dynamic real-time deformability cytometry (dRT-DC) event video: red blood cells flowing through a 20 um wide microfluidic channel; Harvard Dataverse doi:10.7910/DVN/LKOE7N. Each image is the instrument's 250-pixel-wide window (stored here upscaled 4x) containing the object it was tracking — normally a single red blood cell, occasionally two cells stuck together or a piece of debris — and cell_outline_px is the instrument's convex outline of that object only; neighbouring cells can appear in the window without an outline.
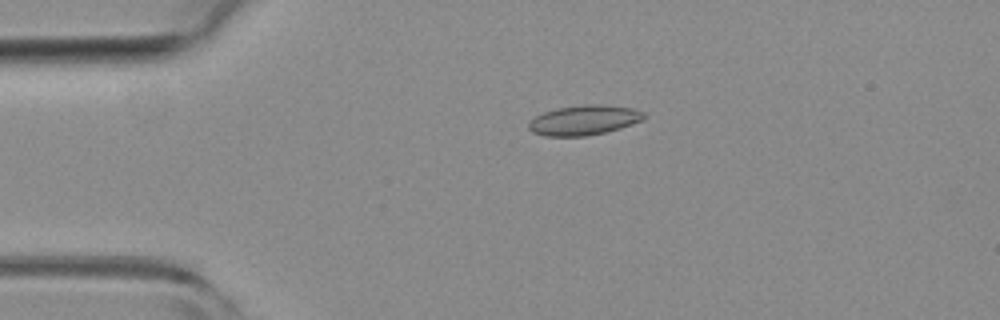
{"species": "common noctule bat (a hibernating species)", "species_latin": "Nyctalus noctula", "temperature_condition": "room temperature", "stored_images_in_passage": 2, "camera_frame_rate_fps": 3000, "um_per_image_px": 0.085, "animal": {"sex": "female", "body_mass_g": 19.3, "forearm_length_mm": 54.1}, "frame": {"image": 1, "passage_image": 1, "time_ms": 0.0, "image_size_px": [1000, 320], "cell_outline_px": [[648, 116], [644, 120], [620, 128], [604, 132], [584, 136], [544, 136], [532, 132], [528, 128], [528, 124], [536, 116], [544, 112], [556, 108], [584, 104], [604, 104], [632, 108], [644, 112]], "centroid_in_image_um": [49.67, 10.2], "position_along_channel_um": 35.3, "area_um2": 20.17}}